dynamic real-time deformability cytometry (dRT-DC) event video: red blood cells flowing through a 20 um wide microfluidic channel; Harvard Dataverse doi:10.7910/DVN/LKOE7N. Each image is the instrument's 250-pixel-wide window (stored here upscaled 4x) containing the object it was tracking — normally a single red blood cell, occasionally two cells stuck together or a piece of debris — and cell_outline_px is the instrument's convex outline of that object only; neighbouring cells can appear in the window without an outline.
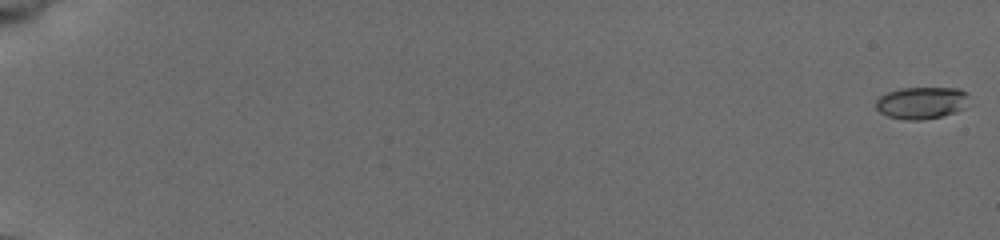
{"species": "common noctule bat (a hibernating species)", "species_latin": "Nyctalus noctula", "temperature_condition": "cold", "stored_images_in_passage": 34, "camera_frame_rate_fps": 3000, "um_per_image_px": 0.085, "animal": {"sex": "female", "body_mass_g": 19.5, "forearm_length_mm": 54.1}, "frame": {"image": 1, "passage_image": 1, "time_ms": 0.0, "image_size_px": [1000, 240], "cell_outline_px": [[968, 96], [964, 108], [956, 112], [940, 116], [920, 120], [904, 120], [888, 116], [880, 112], [876, 108], [876, 100], [880, 96], [888, 92], [900, 88], [960, 88], [968, 92]], "centroid_in_image_um": [78.33, 8.73], "position_along_channel_um": 6.7, "area_um2": 17.4}}